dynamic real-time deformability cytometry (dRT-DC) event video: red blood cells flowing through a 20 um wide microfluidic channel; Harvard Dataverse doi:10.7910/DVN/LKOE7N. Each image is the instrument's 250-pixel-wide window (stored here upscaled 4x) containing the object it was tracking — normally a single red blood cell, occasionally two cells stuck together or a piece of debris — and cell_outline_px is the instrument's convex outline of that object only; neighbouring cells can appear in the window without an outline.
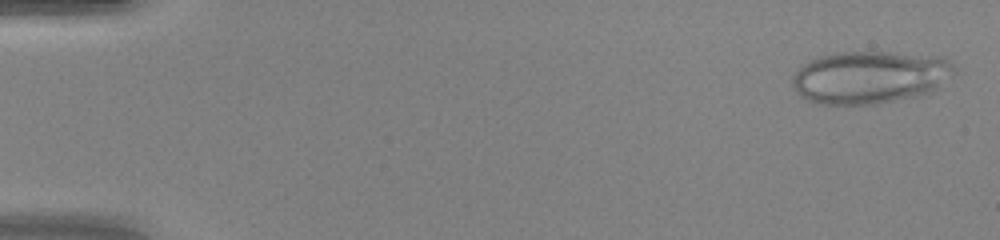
{"species": "human", "species_latin": "Homo sapiens", "temperature_condition": "warm", "stored_images_in_passage": 48, "camera_frame_rate_fps": 3000, "um_per_image_px": 0.085, "donor": {"sex": "female"}, "frame": {"image": 1, "passage_image": 2, "time_ms": 0.333, "image_size_px": [1000, 240], "cell_outline_px": [[956, 72], [940, 88], [932, 92], [876, 104], [816, 104], [800, 96], [796, 92], [792, 84], [792, 76], [800, 64], [820, 56], [832, 52], [892, 52], [940, 56], [952, 64]], "centroid_in_image_um": [73.92, 6.55], "position_along_channel_um": 11.1, "area_um2": 50.17}}
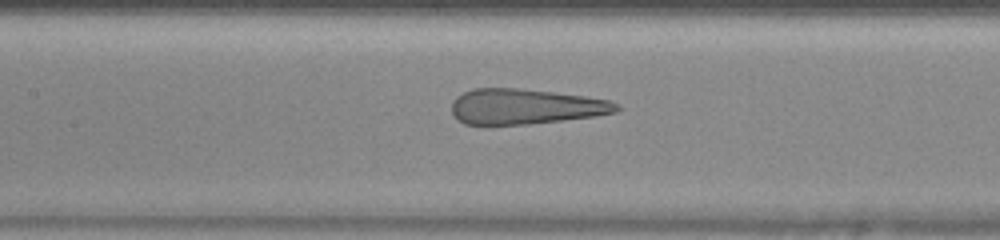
{"frame": {"image": 2, "passage_image": 23, "time_ms": 7.333, "image_size_px": [1000, 240], "cell_outline_px": [[624, 108], [616, 112], [596, 116], [528, 124], [464, 124], [456, 120], [452, 116], [452, 100], [456, 96], [464, 92], [476, 88], [516, 88], [552, 92], [584, 96], [608, 100], [620, 104]], "centroid_in_image_um": [44.65, 9.06], "position_along_channel_um": 162.7, "area_um2": 34.04}}
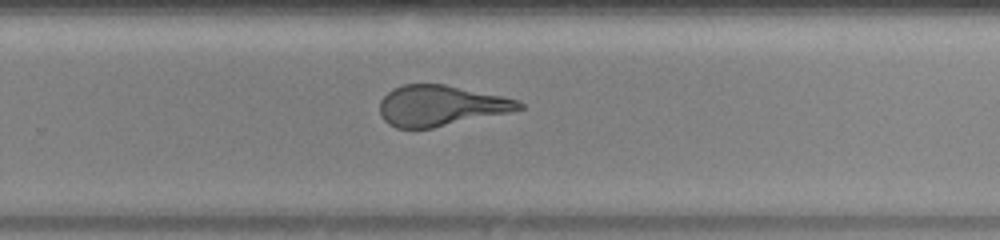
{"frame": {"image": 3, "passage_image": 32, "time_ms": 10.333, "image_size_px": [1000, 240], "cell_outline_px": [[524, 108], [512, 112], [432, 128], [396, 128], [388, 124], [380, 116], [380, 100], [392, 88], [404, 84], [444, 84], [504, 96], [520, 100], [524, 104]], "centroid_in_image_um": [37.48, 8.98], "position_along_channel_um": 292.3, "area_um2": 33.23}, "authors_computed_cell_mechanics": {"area_um2": 36.4429, "velocity_mm_per_s": 4.3444, "shape_relaxation_time_tau1_ms": null, "shape_relaxation_time_tau2_ms": 0.8816, "deformation_change_tau1": null, "deformation_change_tau2": 0.1283}}